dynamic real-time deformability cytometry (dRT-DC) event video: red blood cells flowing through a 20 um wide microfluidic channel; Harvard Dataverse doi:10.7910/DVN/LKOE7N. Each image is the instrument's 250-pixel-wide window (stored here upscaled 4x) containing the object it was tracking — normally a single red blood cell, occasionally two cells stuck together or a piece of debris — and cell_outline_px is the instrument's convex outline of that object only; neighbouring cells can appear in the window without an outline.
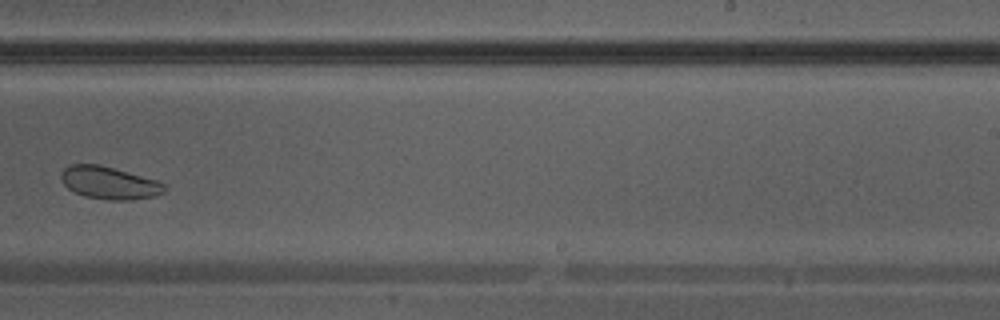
{"species": "Egyptian fruit bat (a non-hibernating species)", "species_latin": "Rousettus aegyptiacus", "temperature_condition": "warm", "stored_images_in_passage": 34, "camera_frame_rate_fps": 3000, "um_per_image_px": 0.085, "animal": {"sex": "male"}, "frame": {"image": 1, "passage_image": 20, "time_ms": 6.333, "image_size_px": [1000, 320], "cell_outline_px": [[168, 188], [164, 192], [152, 196], [132, 200], [108, 200], [84, 196], [68, 188], [64, 184], [60, 176], [60, 172], [64, 168], [72, 164], [96, 164], [112, 168], [156, 180], [164, 184]], "centroid_in_image_um": [9.27, 15.55], "position_along_channel_um": 279.7, "area_um2": 19.36}}